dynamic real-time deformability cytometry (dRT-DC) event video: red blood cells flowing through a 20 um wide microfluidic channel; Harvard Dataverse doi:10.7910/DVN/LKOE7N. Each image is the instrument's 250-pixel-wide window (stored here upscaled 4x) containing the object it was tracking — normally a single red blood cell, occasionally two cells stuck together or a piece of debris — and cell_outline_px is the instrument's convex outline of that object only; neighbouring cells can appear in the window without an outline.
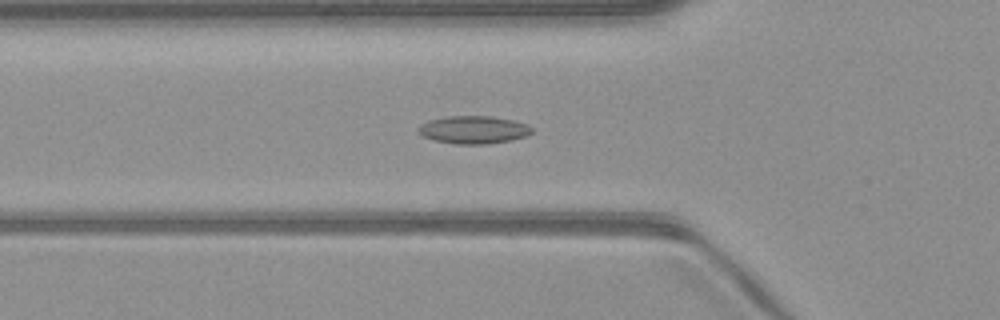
{"species": "common noctule bat (a hibernating species)", "species_latin": "Nyctalus noctula", "temperature_condition": "warm", "stored_images_in_passage": 50, "camera_frame_rate_fps": 3000, "um_per_image_px": 0.085, "animal": {"sex": "male", "body_mass_g": 23.1, "forearm_length_mm": 52.7}, "frame": {"image": 1, "passage_image": 17, "time_ms": 5.333, "image_size_px": [1000, 320], "cell_outline_px": [[532, 132], [528, 136], [488, 144], [456, 144], [432, 140], [424, 136], [416, 128], [420, 124], [428, 120], [448, 116], [488, 116], [512, 120], [528, 124], [532, 128]], "centroid_in_image_um": [40.24, 11.03], "position_along_channel_um": 85.6, "area_um2": 18.38}}
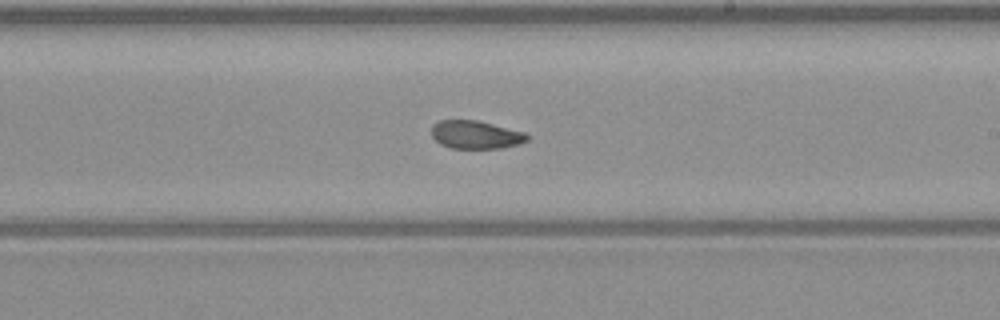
{"frame": {"image": 2, "passage_image": 29, "time_ms": 9.333, "image_size_px": [1000, 320], "cell_outline_px": [[528, 140], [520, 144], [500, 148], [452, 148], [440, 144], [432, 136], [432, 124], [440, 120], [476, 120], [524, 132], [528, 136]], "centroid_in_image_um": [40.42, 11.45], "position_along_channel_um": 248.6, "area_um2": 15.55}}
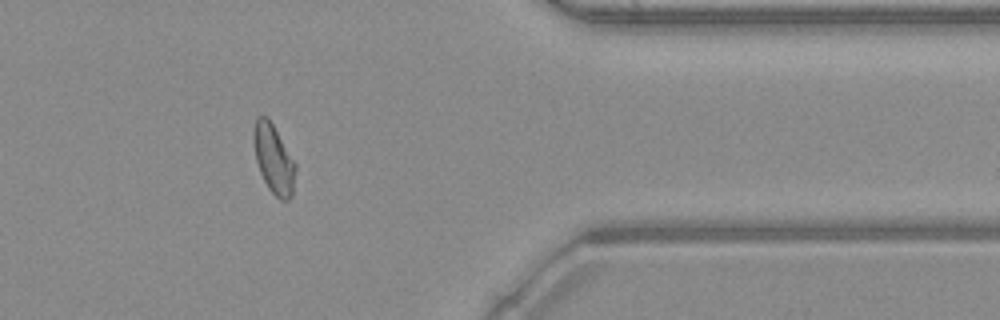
{"frame": {"image": 3, "passage_image": 41, "time_ms": 13.333, "image_size_px": [1000, 320], "cell_outline_px": [[296, 168], [292, 196], [288, 200], [280, 200], [268, 188], [260, 172], [256, 160], [252, 140], [252, 132], [256, 116], [268, 116], [296, 164]], "centroid_in_image_um": [23.24, 13.49], "position_along_channel_um": 388.2, "area_um2": 16.94}, "authors_computed_cell_mechanics": {"area_um2": 17.0799, "velocity_mm_per_s": 4.0607, "shape_relaxation_time_tau1_ms": null, "shape_relaxation_time_tau2_ms": 2.399, "deformation_change_tau1": null, "deformation_change_tau2": 0.0726}}